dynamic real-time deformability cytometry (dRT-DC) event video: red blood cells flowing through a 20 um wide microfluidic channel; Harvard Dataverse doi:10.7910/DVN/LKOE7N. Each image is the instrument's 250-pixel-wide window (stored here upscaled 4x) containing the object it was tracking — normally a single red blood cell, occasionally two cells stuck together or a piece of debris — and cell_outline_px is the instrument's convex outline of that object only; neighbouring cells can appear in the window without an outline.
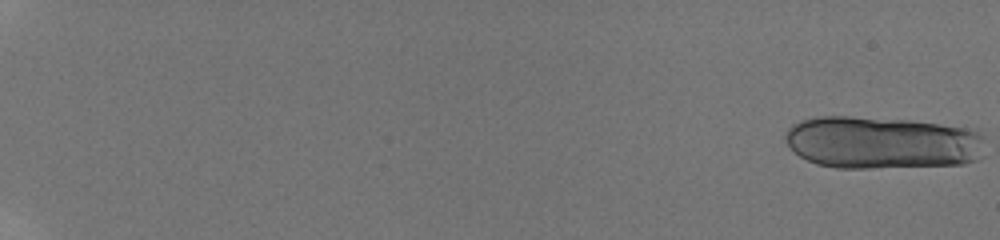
{"species": "human", "species_latin": "Homo sapiens", "temperature_condition": "room temperature", "stored_images_in_passage": 23, "camera_frame_rate_fps": 3000, "um_per_image_px": 0.085, "donor": {"sex": "male"}, "frame": {"image": 1, "passage_image": 1, "time_ms": 0.0, "image_size_px": [1000, 240], "cell_outline_px": [[980, 140], [976, 160], [964, 164], [872, 168], [836, 168], [816, 164], [800, 156], [788, 144], [784, 136], [788, 128], [792, 124], [800, 120], [816, 116], [848, 116], [908, 120], [980, 128]], "centroid_in_image_um": [74.93, 12.1], "position_along_channel_um": 10.1, "area_um2": 61.33}}